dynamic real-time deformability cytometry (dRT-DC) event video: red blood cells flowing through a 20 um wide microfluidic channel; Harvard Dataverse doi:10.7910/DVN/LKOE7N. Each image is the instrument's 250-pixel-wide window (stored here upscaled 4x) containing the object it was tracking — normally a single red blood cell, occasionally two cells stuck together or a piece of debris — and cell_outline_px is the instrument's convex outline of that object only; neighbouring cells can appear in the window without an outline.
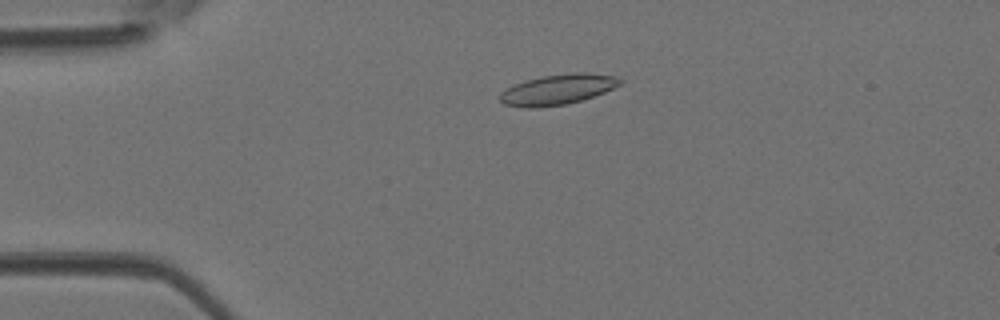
{"species": "Egyptian fruit bat (a non-hibernating species)", "species_latin": "Rousettus aegyptiacus", "temperature_condition": "room temperature", "stored_images_in_passage": 44, "camera_frame_rate_fps": 3000, "um_per_image_px": 0.085, "animal": {"sex": "female"}, "frame": {"image": 1, "passage_image": 10, "time_ms": 3.0, "image_size_px": [1000, 320], "cell_outline_px": [[624, 80], [620, 84], [604, 92], [580, 100], [564, 104], [540, 108], [524, 108], [504, 104], [500, 100], [500, 92], [524, 80], [544, 76], [576, 72], [584, 72], [616, 76]], "centroid_in_image_um": [47.39, 7.61], "position_along_channel_um": 37.6, "area_um2": 21.04}}
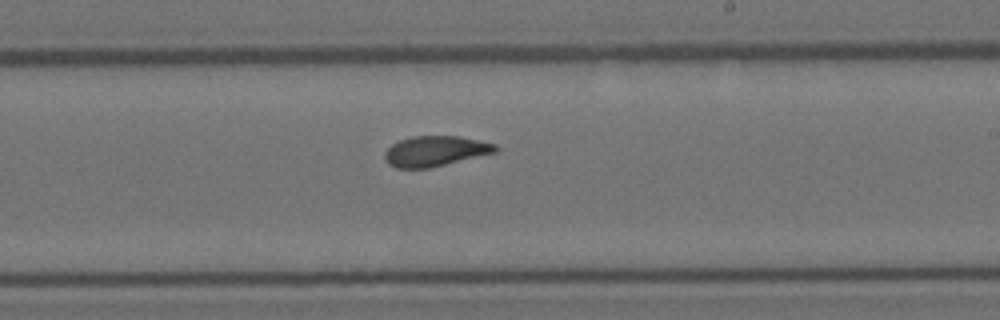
{"frame": {"image": 2, "passage_image": 26, "time_ms": 8.333, "image_size_px": [1000, 320], "cell_outline_px": [[500, 148], [496, 152], [428, 168], [396, 168], [388, 164], [384, 160], [384, 152], [392, 144], [400, 140], [412, 136], [460, 136], [496, 144]], "centroid_in_image_um": [36.98, 12.84], "position_along_channel_um": 252.0, "area_um2": 19.54}}
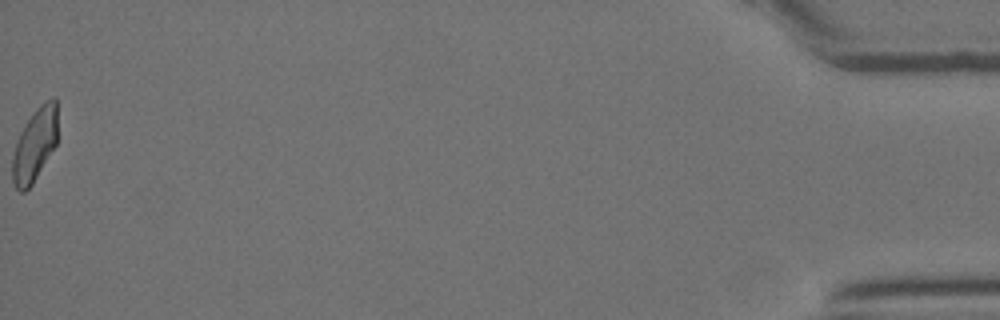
{"frame": {"image": 3, "passage_image": 44, "time_ms": 14.333, "image_size_px": [1000, 320], "cell_outline_px": [[56, 144], [32, 184], [24, 192], [20, 192], [16, 188], [12, 180], [12, 156], [16, 140], [20, 132], [32, 112], [44, 100], [52, 96], [56, 96]], "centroid_in_image_um": [2.93, 12.27], "position_along_channel_um": 432.3, "area_um2": 19.25}}